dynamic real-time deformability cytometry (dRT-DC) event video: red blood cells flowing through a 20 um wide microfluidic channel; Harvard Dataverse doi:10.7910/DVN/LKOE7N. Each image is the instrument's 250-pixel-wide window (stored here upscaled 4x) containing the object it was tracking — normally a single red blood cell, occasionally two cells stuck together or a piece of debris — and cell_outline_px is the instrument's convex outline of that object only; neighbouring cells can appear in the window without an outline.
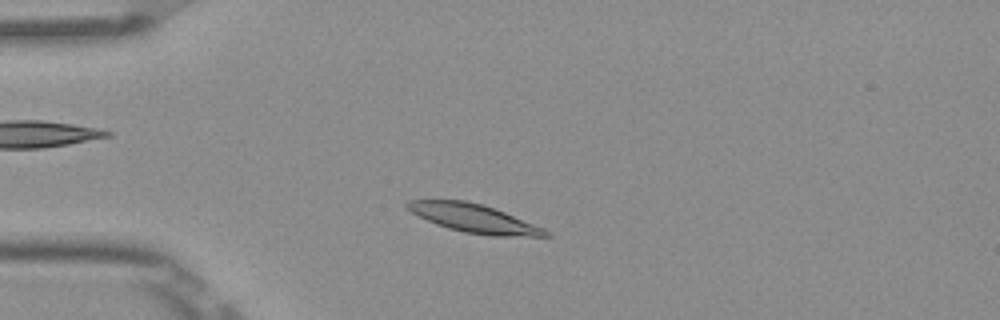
{"species": "Egyptian fruit bat (a non-hibernating species)", "species_latin": "Rousettus aegyptiacus", "temperature_condition": "room temperature", "stored_images_in_passage": 47, "camera_frame_rate_fps": 3000, "um_per_image_px": 0.085, "frame": {"image": 1, "passage_image": 7, "time_ms": 2.0, "image_size_px": [1000, 320], "cell_outline_px": [[552, 236], [492, 236], [464, 232], [448, 228], [436, 224], [412, 212], [404, 204], [408, 200], [464, 200], [496, 208], [544, 228], [552, 232]], "centroid_in_image_um": [40.34, 18.56], "position_along_channel_um": 44.7, "area_um2": 22.83}}
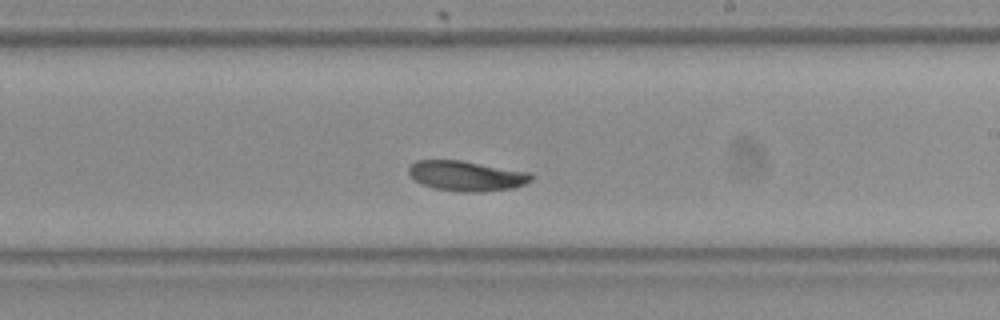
{"frame": {"image": 2, "passage_image": 25, "time_ms": 8.0, "image_size_px": [1000, 320], "cell_outline_px": [[532, 180], [524, 184], [512, 188], [480, 192], [460, 192], [432, 188], [420, 184], [408, 172], [408, 168], [416, 160], [460, 160], [528, 172], [532, 176]], "centroid_in_image_um": [39.61, 14.96], "position_along_channel_um": 249.4, "area_um2": 21.39}}
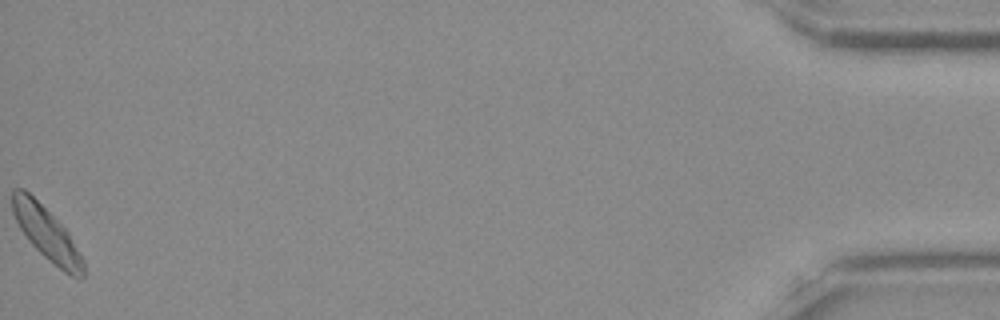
{"frame": {"image": 3, "passage_image": 47, "time_ms": 15.333, "image_size_px": [1000, 320], "cell_outline_px": [[84, 276], [80, 280], [64, 272], [48, 260], [28, 240], [20, 228], [12, 212], [12, 188], [24, 188], [68, 232], [80, 252], [84, 260]], "centroid_in_image_um": [3.98, 19.88], "position_along_channel_um": 431.2, "area_um2": 21.62}, "authors_computed_cell_mechanics": {"area_um2": 21.7906, "velocity_mm_per_s": 3.7961, "shape_relaxation_time_tau1_ms": 2.9523, "shape_relaxation_time_tau2_ms": null, "deformation_change_tau1": 0.079, "deformation_change_tau2": null}}